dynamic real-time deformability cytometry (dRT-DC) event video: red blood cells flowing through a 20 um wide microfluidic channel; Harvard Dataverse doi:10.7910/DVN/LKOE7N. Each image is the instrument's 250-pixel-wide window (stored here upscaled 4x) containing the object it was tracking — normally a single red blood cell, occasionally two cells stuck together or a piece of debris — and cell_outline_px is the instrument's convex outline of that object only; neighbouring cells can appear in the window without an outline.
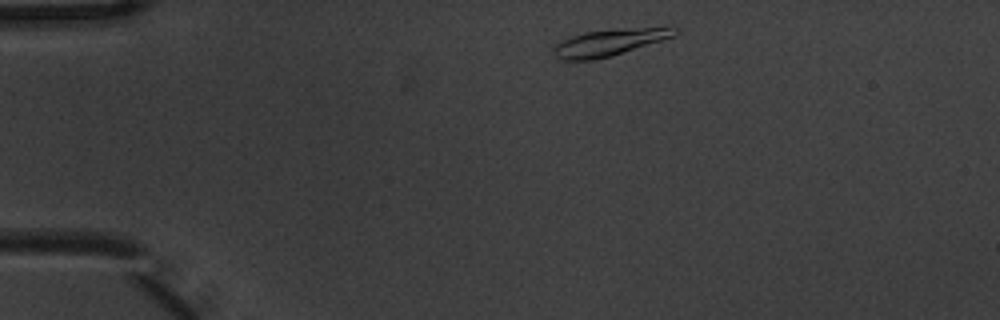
{"species": "common noctule bat (a hibernating species)", "species_latin": "Nyctalus noctula", "temperature_condition": "warm", "stored_images_in_passage": 9, "camera_frame_rate_fps": 3000, "um_per_image_px": 0.085, "animal": {"sex": "male", "body_mass_g": 20.1, "forearm_length_mm": 53.5}, "frame": {"image": 1, "passage_image": 1, "time_ms": 0.0, "image_size_px": [1000, 320], "cell_outline_px": [[680, 32], [676, 36], [612, 56], [592, 60], [560, 60], [556, 56], [552, 48], [556, 44], [572, 36], [588, 32], [616, 28], [668, 24], [672, 24]], "centroid_in_image_um": [51.99, 3.55], "position_along_channel_um": 33.0, "area_um2": 19.65}}
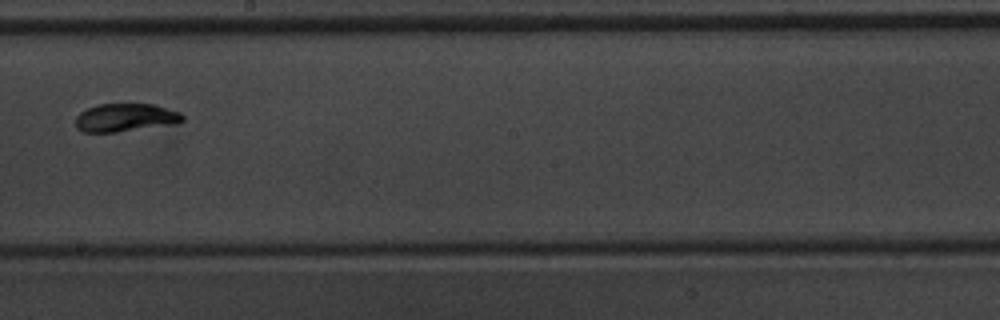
{"frame": {"image": 2, "passage_image": 7, "time_ms": 2.0, "image_size_px": [1000, 320], "cell_outline_px": [[184, 120], [180, 124], [116, 132], [84, 132], [76, 128], [76, 116], [80, 112], [88, 108], [100, 104], [152, 104], [180, 112], [184, 116]], "centroid_in_image_um": [10.7, 10.01], "position_along_channel_um": 237.5, "area_um2": 17.69}}
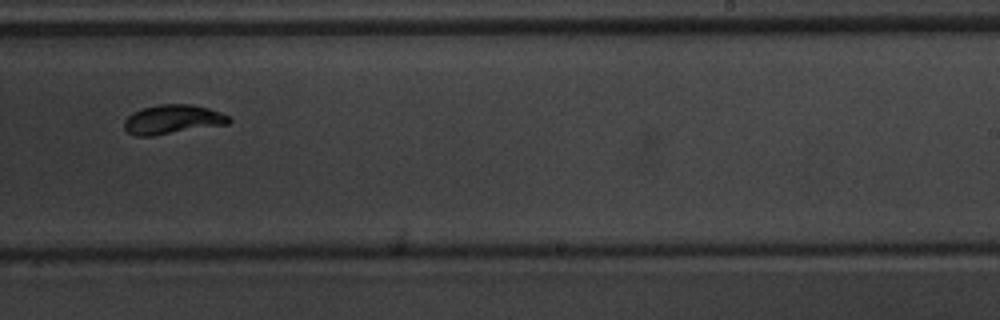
{"frame": {"image": 3, "passage_image": 8, "time_ms": 2.333, "image_size_px": [1000, 320], "cell_outline_px": [[232, 120], [228, 124], [152, 136], [136, 136], [128, 132], [124, 128], [124, 120], [132, 112], [140, 108], [160, 104], [192, 104], [208, 108], [220, 112], [228, 116]], "centroid_in_image_um": [14.65, 10.15], "position_along_channel_um": 274.4, "area_um2": 17.92}}